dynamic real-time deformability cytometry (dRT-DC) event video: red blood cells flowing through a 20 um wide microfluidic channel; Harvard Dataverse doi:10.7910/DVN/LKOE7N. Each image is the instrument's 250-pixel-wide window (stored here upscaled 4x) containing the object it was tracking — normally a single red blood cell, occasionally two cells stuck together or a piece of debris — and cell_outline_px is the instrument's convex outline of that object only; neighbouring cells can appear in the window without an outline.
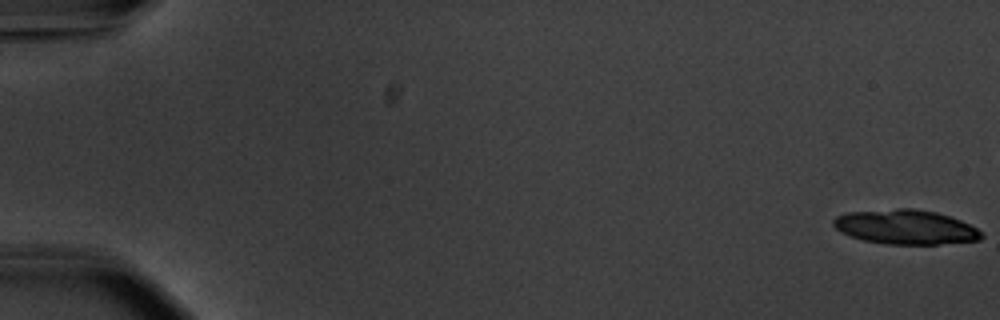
{"species": "common noctule bat (a hibernating species)", "species_latin": "Nyctalus noctula", "temperature_condition": "warm", "stored_images_in_passage": 28, "camera_frame_rate_fps": 3000, "um_per_image_px": 0.085, "animal": {"sex": "male", "body_mass_g": 20.1, "forearm_length_mm": 53.5}, "frame": {"image": 1, "passage_image": 1, "time_ms": 0.0, "image_size_px": [1000, 320], "cell_outline_px": [[984, 236], [980, 240], [940, 244], [884, 244], [864, 240], [840, 232], [832, 224], [832, 220], [836, 216], [848, 212], [896, 208], [912, 208], [936, 212], [960, 220], [976, 228]], "centroid_in_image_um": [76.95, 19.29], "position_along_channel_um": 8.0, "area_um2": 29.71}}